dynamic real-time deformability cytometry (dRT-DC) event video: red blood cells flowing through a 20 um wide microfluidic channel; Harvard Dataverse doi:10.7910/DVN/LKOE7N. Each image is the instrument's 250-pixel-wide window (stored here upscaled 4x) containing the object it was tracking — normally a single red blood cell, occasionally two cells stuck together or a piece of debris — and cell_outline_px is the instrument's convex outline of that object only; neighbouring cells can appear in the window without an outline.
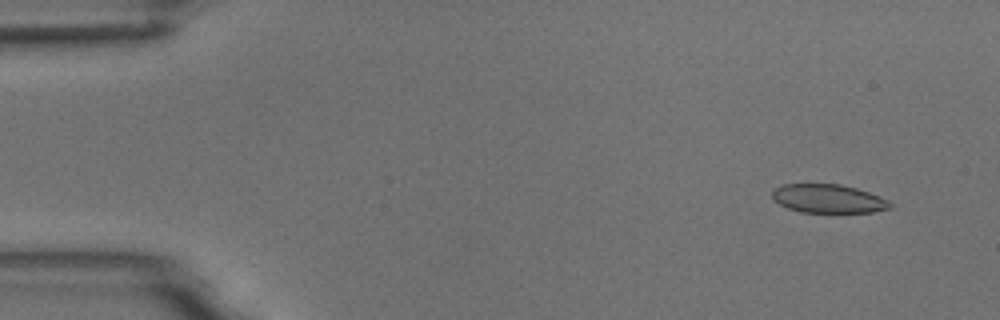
{"species": "common noctule bat (a hibernating species)", "species_latin": "Nyctalus noctula", "temperature_condition": "room temperature", "stored_images_in_passage": 5, "camera_frame_rate_fps": 3000, "um_per_image_px": 0.085, "animal": {"sex": "male", "body_mass_g": 18.8}, "frame": {"image": 1, "passage_image": 2, "time_ms": 1.0, "image_size_px": [1000, 320], "cell_outline_px": [[892, 208], [872, 212], [800, 212], [788, 208], [772, 200], [772, 192], [776, 188], [784, 184], [840, 184], [856, 188], [880, 196], [888, 200], [892, 204]], "centroid_in_image_um": [70.41, 16.89], "position_along_channel_um": 14.6, "area_um2": 19.65}}
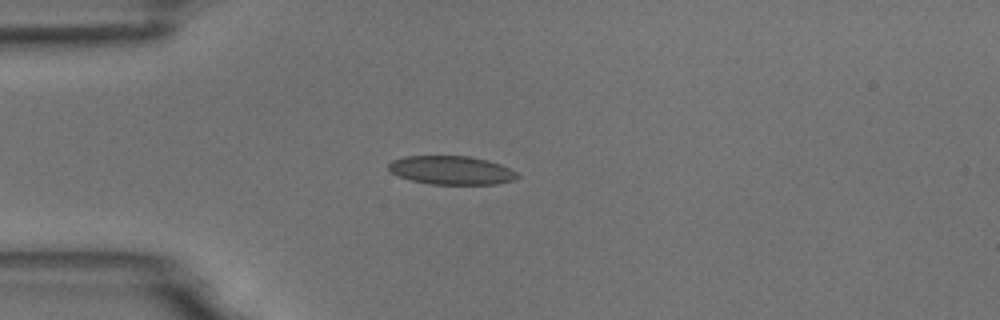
{"frame": {"image": 2, "passage_image": 5, "time_ms": 4.333, "image_size_px": [1000, 320], "cell_outline_px": [[520, 176], [516, 180], [496, 184], [428, 184], [412, 180], [400, 176], [392, 172], [388, 168], [388, 164], [392, 160], [404, 156], [468, 156], [488, 160], [500, 164], [516, 172]], "centroid_in_image_um": [38.39, 14.47], "position_along_channel_um": 46.6, "area_um2": 21.44}}